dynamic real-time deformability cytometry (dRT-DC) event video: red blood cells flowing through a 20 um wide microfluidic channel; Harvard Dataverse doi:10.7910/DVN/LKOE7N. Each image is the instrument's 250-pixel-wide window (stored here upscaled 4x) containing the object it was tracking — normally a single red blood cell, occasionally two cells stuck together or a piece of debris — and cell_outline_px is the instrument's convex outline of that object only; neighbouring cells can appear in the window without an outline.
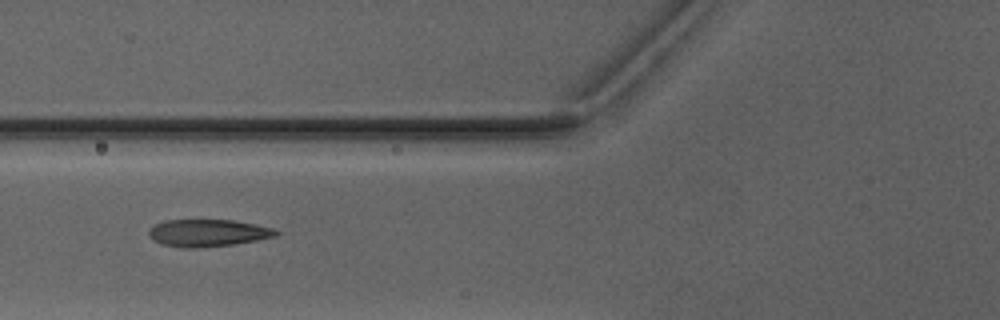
{"species": "Egyptian fruit bat (a non-hibernating species)", "species_latin": "Rousettus aegyptiacus", "temperature_condition": "warm", "stored_images_in_passage": 3, "camera_frame_rate_fps": 3000, "um_per_image_px": 0.085, "animal": {"sex": "male"}, "frame": {"image": 1, "passage_image": 3, "time_ms": 2.333, "image_size_px": [1000, 320], "cell_outline_px": [[280, 232], [276, 236], [256, 240], [232, 244], [196, 248], [180, 248], [160, 244], [148, 232], [148, 228], [164, 220], [232, 220], [256, 224], [272, 228]], "centroid_in_image_um": [17.66, 19.8], "position_along_channel_um": 108.1, "area_um2": 20.06}}